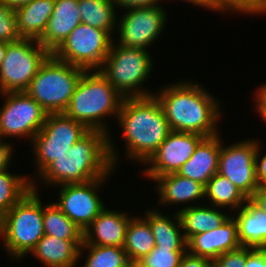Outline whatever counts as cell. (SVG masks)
<instances>
[{
  "label": "cell",
  "mask_w": 266,
  "mask_h": 267,
  "mask_svg": "<svg viewBox=\"0 0 266 267\" xmlns=\"http://www.w3.org/2000/svg\"><path fill=\"white\" fill-rule=\"evenodd\" d=\"M112 141L105 132L90 130L67 151L68 156L55 159L34 177L59 187L110 176L117 161L120 162Z\"/></svg>",
  "instance_id": "obj_1"
},
{
  "label": "cell",
  "mask_w": 266,
  "mask_h": 267,
  "mask_svg": "<svg viewBox=\"0 0 266 267\" xmlns=\"http://www.w3.org/2000/svg\"><path fill=\"white\" fill-rule=\"evenodd\" d=\"M203 87L195 81L183 80L163 86L161 91L154 93L171 131L197 133L204 137L219 134L220 102Z\"/></svg>",
  "instance_id": "obj_2"
},
{
  "label": "cell",
  "mask_w": 266,
  "mask_h": 267,
  "mask_svg": "<svg viewBox=\"0 0 266 267\" xmlns=\"http://www.w3.org/2000/svg\"><path fill=\"white\" fill-rule=\"evenodd\" d=\"M117 120L123 131L126 157L142 165L171 132L164 110L154 94L124 98Z\"/></svg>",
  "instance_id": "obj_3"
},
{
  "label": "cell",
  "mask_w": 266,
  "mask_h": 267,
  "mask_svg": "<svg viewBox=\"0 0 266 267\" xmlns=\"http://www.w3.org/2000/svg\"><path fill=\"white\" fill-rule=\"evenodd\" d=\"M124 98L99 70L85 71L64 113L89 130L109 135V127L103 120L106 116L117 119Z\"/></svg>",
  "instance_id": "obj_4"
},
{
  "label": "cell",
  "mask_w": 266,
  "mask_h": 267,
  "mask_svg": "<svg viewBox=\"0 0 266 267\" xmlns=\"http://www.w3.org/2000/svg\"><path fill=\"white\" fill-rule=\"evenodd\" d=\"M36 180L32 189L0 219V238L10 257L23 259L45 235L43 203Z\"/></svg>",
  "instance_id": "obj_5"
},
{
  "label": "cell",
  "mask_w": 266,
  "mask_h": 267,
  "mask_svg": "<svg viewBox=\"0 0 266 267\" xmlns=\"http://www.w3.org/2000/svg\"><path fill=\"white\" fill-rule=\"evenodd\" d=\"M85 71L51 54L25 92L39 103L47 114L64 113Z\"/></svg>",
  "instance_id": "obj_6"
},
{
  "label": "cell",
  "mask_w": 266,
  "mask_h": 267,
  "mask_svg": "<svg viewBox=\"0 0 266 267\" xmlns=\"http://www.w3.org/2000/svg\"><path fill=\"white\" fill-rule=\"evenodd\" d=\"M152 67L147 50L115 45L113 40L99 71L123 97H145L155 93L142 85L148 81Z\"/></svg>",
  "instance_id": "obj_7"
},
{
  "label": "cell",
  "mask_w": 266,
  "mask_h": 267,
  "mask_svg": "<svg viewBox=\"0 0 266 267\" xmlns=\"http://www.w3.org/2000/svg\"><path fill=\"white\" fill-rule=\"evenodd\" d=\"M90 130L65 113L47 114L41 130L32 140V150L38 175L55 159L68 156L67 152Z\"/></svg>",
  "instance_id": "obj_8"
},
{
  "label": "cell",
  "mask_w": 266,
  "mask_h": 267,
  "mask_svg": "<svg viewBox=\"0 0 266 267\" xmlns=\"http://www.w3.org/2000/svg\"><path fill=\"white\" fill-rule=\"evenodd\" d=\"M50 55L36 39L8 43L0 66V93L25 92Z\"/></svg>",
  "instance_id": "obj_9"
},
{
  "label": "cell",
  "mask_w": 266,
  "mask_h": 267,
  "mask_svg": "<svg viewBox=\"0 0 266 267\" xmlns=\"http://www.w3.org/2000/svg\"><path fill=\"white\" fill-rule=\"evenodd\" d=\"M113 38L106 30L80 23L52 55L86 71L99 70L110 51Z\"/></svg>",
  "instance_id": "obj_10"
},
{
  "label": "cell",
  "mask_w": 266,
  "mask_h": 267,
  "mask_svg": "<svg viewBox=\"0 0 266 267\" xmlns=\"http://www.w3.org/2000/svg\"><path fill=\"white\" fill-rule=\"evenodd\" d=\"M6 98L0 108V139L34 136L43 127L47 112L26 92L1 93Z\"/></svg>",
  "instance_id": "obj_11"
},
{
  "label": "cell",
  "mask_w": 266,
  "mask_h": 267,
  "mask_svg": "<svg viewBox=\"0 0 266 267\" xmlns=\"http://www.w3.org/2000/svg\"><path fill=\"white\" fill-rule=\"evenodd\" d=\"M124 13L117 24L118 44L148 50L164 31L167 21L165 8L161 5L131 8Z\"/></svg>",
  "instance_id": "obj_12"
},
{
  "label": "cell",
  "mask_w": 266,
  "mask_h": 267,
  "mask_svg": "<svg viewBox=\"0 0 266 267\" xmlns=\"http://www.w3.org/2000/svg\"><path fill=\"white\" fill-rule=\"evenodd\" d=\"M257 146L254 139L227 146L221 143L219 153L218 173L228 178L248 199L259 189L255 166Z\"/></svg>",
  "instance_id": "obj_13"
},
{
  "label": "cell",
  "mask_w": 266,
  "mask_h": 267,
  "mask_svg": "<svg viewBox=\"0 0 266 267\" xmlns=\"http://www.w3.org/2000/svg\"><path fill=\"white\" fill-rule=\"evenodd\" d=\"M109 177L97 178L86 183L60 185L56 205L84 231L106 207L98 195V188L100 189Z\"/></svg>",
  "instance_id": "obj_14"
},
{
  "label": "cell",
  "mask_w": 266,
  "mask_h": 267,
  "mask_svg": "<svg viewBox=\"0 0 266 267\" xmlns=\"http://www.w3.org/2000/svg\"><path fill=\"white\" fill-rule=\"evenodd\" d=\"M205 137L197 133L171 131L157 151L145 163L151 166L143 171L144 176L156 177L177 173Z\"/></svg>",
  "instance_id": "obj_15"
},
{
  "label": "cell",
  "mask_w": 266,
  "mask_h": 267,
  "mask_svg": "<svg viewBox=\"0 0 266 267\" xmlns=\"http://www.w3.org/2000/svg\"><path fill=\"white\" fill-rule=\"evenodd\" d=\"M187 251L214 262L221 254L241 247L238 240L237 223L231 215L219 227L191 236Z\"/></svg>",
  "instance_id": "obj_16"
},
{
  "label": "cell",
  "mask_w": 266,
  "mask_h": 267,
  "mask_svg": "<svg viewBox=\"0 0 266 267\" xmlns=\"http://www.w3.org/2000/svg\"><path fill=\"white\" fill-rule=\"evenodd\" d=\"M129 213L104 208L83 231V244L123 247Z\"/></svg>",
  "instance_id": "obj_17"
},
{
  "label": "cell",
  "mask_w": 266,
  "mask_h": 267,
  "mask_svg": "<svg viewBox=\"0 0 266 267\" xmlns=\"http://www.w3.org/2000/svg\"><path fill=\"white\" fill-rule=\"evenodd\" d=\"M79 14L78 0H55L53 14L37 41L52 54L81 23Z\"/></svg>",
  "instance_id": "obj_18"
},
{
  "label": "cell",
  "mask_w": 266,
  "mask_h": 267,
  "mask_svg": "<svg viewBox=\"0 0 266 267\" xmlns=\"http://www.w3.org/2000/svg\"><path fill=\"white\" fill-rule=\"evenodd\" d=\"M220 135L205 137L198 144L191 158L181 166L177 173L206 186L208 181L218 173L222 143Z\"/></svg>",
  "instance_id": "obj_19"
},
{
  "label": "cell",
  "mask_w": 266,
  "mask_h": 267,
  "mask_svg": "<svg viewBox=\"0 0 266 267\" xmlns=\"http://www.w3.org/2000/svg\"><path fill=\"white\" fill-rule=\"evenodd\" d=\"M154 182L157 185L155 190L159 195V205L187 204L205 199L204 185L178 173L156 177Z\"/></svg>",
  "instance_id": "obj_20"
},
{
  "label": "cell",
  "mask_w": 266,
  "mask_h": 267,
  "mask_svg": "<svg viewBox=\"0 0 266 267\" xmlns=\"http://www.w3.org/2000/svg\"><path fill=\"white\" fill-rule=\"evenodd\" d=\"M237 216L238 240L242 247L266 249V213L251 199H247Z\"/></svg>",
  "instance_id": "obj_21"
},
{
  "label": "cell",
  "mask_w": 266,
  "mask_h": 267,
  "mask_svg": "<svg viewBox=\"0 0 266 267\" xmlns=\"http://www.w3.org/2000/svg\"><path fill=\"white\" fill-rule=\"evenodd\" d=\"M82 244L83 240H63L44 235L30 254L47 267H75Z\"/></svg>",
  "instance_id": "obj_22"
},
{
  "label": "cell",
  "mask_w": 266,
  "mask_h": 267,
  "mask_svg": "<svg viewBox=\"0 0 266 267\" xmlns=\"http://www.w3.org/2000/svg\"><path fill=\"white\" fill-rule=\"evenodd\" d=\"M193 205L185 206L177 211L186 241L195 234L219 227L230 217L225 214L224 210L222 211L221 207Z\"/></svg>",
  "instance_id": "obj_23"
},
{
  "label": "cell",
  "mask_w": 266,
  "mask_h": 267,
  "mask_svg": "<svg viewBox=\"0 0 266 267\" xmlns=\"http://www.w3.org/2000/svg\"><path fill=\"white\" fill-rule=\"evenodd\" d=\"M54 6L55 0H32L16 9L14 12L21 37L38 40L46 29Z\"/></svg>",
  "instance_id": "obj_24"
},
{
  "label": "cell",
  "mask_w": 266,
  "mask_h": 267,
  "mask_svg": "<svg viewBox=\"0 0 266 267\" xmlns=\"http://www.w3.org/2000/svg\"><path fill=\"white\" fill-rule=\"evenodd\" d=\"M174 214L172 220L168 215H164V213L157 209L146 210L143 217L151 227L156 247L187 248L178 212Z\"/></svg>",
  "instance_id": "obj_25"
},
{
  "label": "cell",
  "mask_w": 266,
  "mask_h": 267,
  "mask_svg": "<svg viewBox=\"0 0 266 267\" xmlns=\"http://www.w3.org/2000/svg\"><path fill=\"white\" fill-rule=\"evenodd\" d=\"M155 247V239L148 221L142 217H131L125 235L124 250L130 262H137Z\"/></svg>",
  "instance_id": "obj_26"
},
{
  "label": "cell",
  "mask_w": 266,
  "mask_h": 267,
  "mask_svg": "<svg viewBox=\"0 0 266 267\" xmlns=\"http://www.w3.org/2000/svg\"><path fill=\"white\" fill-rule=\"evenodd\" d=\"M116 8L113 0H78L81 23L106 30L111 35L117 30Z\"/></svg>",
  "instance_id": "obj_27"
},
{
  "label": "cell",
  "mask_w": 266,
  "mask_h": 267,
  "mask_svg": "<svg viewBox=\"0 0 266 267\" xmlns=\"http://www.w3.org/2000/svg\"><path fill=\"white\" fill-rule=\"evenodd\" d=\"M211 206L238 210L248 199L228 178L216 173L205 186V199Z\"/></svg>",
  "instance_id": "obj_28"
},
{
  "label": "cell",
  "mask_w": 266,
  "mask_h": 267,
  "mask_svg": "<svg viewBox=\"0 0 266 267\" xmlns=\"http://www.w3.org/2000/svg\"><path fill=\"white\" fill-rule=\"evenodd\" d=\"M43 229L45 235L63 240H83V230L72 222L56 205L43 204Z\"/></svg>",
  "instance_id": "obj_29"
},
{
  "label": "cell",
  "mask_w": 266,
  "mask_h": 267,
  "mask_svg": "<svg viewBox=\"0 0 266 267\" xmlns=\"http://www.w3.org/2000/svg\"><path fill=\"white\" fill-rule=\"evenodd\" d=\"M34 177L0 172V219L31 189Z\"/></svg>",
  "instance_id": "obj_30"
},
{
  "label": "cell",
  "mask_w": 266,
  "mask_h": 267,
  "mask_svg": "<svg viewBox=\"0 0 266 267\" xmlns=\"http://www.w3.org/2000/svg\"><path fill=\"white\" fill-rule=\"evenodd\" d=\"M83 250H88L84 267H127L130 263L123 247L82 244L79 259Z\"/></svg>",
  "instance_id": "obj_31"
},
{
  "label": "cell",
  "mask_w": 266,
  "mask_h": 267,
  "mask_svg": "<svg viewBox=\"0 0 266 267\" xmlns=\"http://www.w3.org/2000/svg\"><path fill=\"white\" fill-rule=\"evenodd\" d=\"M187 248H159L143 256L137 262L142 267H179Z\"/></svg>",
  "instance_id": "obj_32"
},
{
  "label": "cell",
  "mask_w": 266,
  "mask_h": 267,
  "mask_svg": "<svg viewBox=\"0 0 266 267\" xmlns=\"http://www.w3.org/2000/svg\"><path fill=\"white\" fill-rule=\"evenodd\" d=\"M21 39L15 12L0 0V41L11 43Z\"/></svg>",
  "instance_id": "obj_33"
},
{
  "label": "cell",
  "mask_w": 266,
  "mask_h": 267,
  "mask_svg": "<svg viewBox=\"0 0 266 267\" xmlns=\"http://www.w3.org/2000/svg\"><path fill=\"white\" fill-rule=\"evenodd\" d=\"M254 249L239 247L238 249L221 254L214 262L213 267H245L247 256Z\"/></svg>",
  "instance_id": "obj_34"
},
{
  "label": "cell",
  "mask_w": 266,
  "mask_h": 267,
  "mask_svg": "<svg viewBox=\"0 0 266 267\" xmlns=\"http://www.w3.org/2000/svg\"><path fill=\"white\" fill-rule=\"evenodd\" d=\"M179 267H213V262L207 258L193 255L186 251Z\"/></svg>",
  "instance_id": "obj_35"
},
{
  "label": "cell",
  "mask_w": 266,
  "mask_h": 267,
  "mask_svg": "<svg viewBox=\"0 0 266 267\" xmlns=\"http://www.w3.org/2000/svg\"><path fill=\"white\" fill-rule=\"evenodd\" d=\"M160 1L161 0H113L117 9L122 8L125 10L131 8L160 6Z\"/></svg>",
  "instance_id": "obj_36"
},
{
  "label": "cell",
  "mask_w": 266,
  "mask_h": 267,
  "mask_svg": "<svg viewBox=\"0 0 266 267\" xmlns=\"http://www.w3.org/2000/svg\"><path fill=\"white\" fill-rule=\"evenodd\" d=\"M261 154V146L258 141V146L255 155L256 176L258 185L266 181V154L263 157H261Z\"/></svg>",
  "instance_id": "obj_37"
},
{
  "label": "cell",
  "mask_w": 266,
  "mask_h": 267,
  "mask_svg": "<svg viewBox=\"0 0 266 267\" xmlns=\"http://www.w3.org/2000/svg\"><path fill=\"white\" fill-rule=\"evenodd\" d=\"M245 267H266V249H254L247 256Z\"/></svg>",
  "instance_id": "obj_38"
},
{
  "label": "cell",
  "mask_w": 266,
  "mask_h": 267,
  "mask_svg": "<svg viewBox=\"0 0 266 267\" xmlns=\"http://www.w3.org/2000/svg\"><path fill=\"white\" fill-rule=\"evenodd\" d=\"M13 145L2 141L0 139V172L7 170L11 166V159L13 154Z\"/></svg>",
  "instance_id": "obj_39"
},
{
  "label": "cell",
  "mask_w": 266,
  "mask_h": 267,
  "mask_svg": "<svg viewBox=\"0 0 266 267\" xmlns=\"http://www.w3.org/2000/svg\"><path fill=\"white\" fill-rule=\"evenodd\" d=\"M256 92V98H254L257 103L255 110L260 114L262 120L266 122V83L260 86Z\"/></svg>",
  "instance_id": "obj_40"
},
{
  "label": "cell",
  "mask_w": 266,
  "mask_h": 267,
  "mask_svg": "<svg viewBox=\"0 0 266 267\" xmlns=\"http://www.w3.org/2000/svg\"><path fill=\"white\" fill-rule=\"evenodd\" d=\"M266 13V0H250V15Z\"/></svg>",
  "instance_id": "obj_41"
},
{
  "label": "cell",
  "mask_w": 266,
  "mask_h": 267,
  "mask_svg": "<svg viewBox=\"0 0 266 267\" xmlns=\"http://www.w3.org/2000/svg\"><path fill=\"white\" fill-rule=\"evenodd\" d=\"M234 12L250 15V0H234Z\"/></svg>",
  "instance_id": "obj_42"
},
{
  "label": "cell",
  "mask_w": 266,
  "mask_h": 267,
  "mask_svg": "<svg viewBox=\"0 0 266 267\" xmlns=\"http://www.w3.org/2000/svg\"><path fill=\"white\" fill-rule=\"evenodd\" d=\"M193 5H198L199 7H203L206 9H212L214 12H221L220 8L213 2V0H183Z\"/></svg>",
  "instance_id": "obj_43"
},
{
  "label": "cell",
  "mask_w": 266,
  "mask_h": 267,
  "mask_svg": "<svg viewBox=\"0 0 266 267\" xmlns=\"http://www.w3.org/2000/svg\"><path fill=\"white\" fill-rule=\"evenodd\" d=\"M250 199L266 213V195L260 189Z\"/></svg>",
  "instance_id": "obj_44"
},
{
  "label": "cell",
  "mask_w": 266,
  "mask_h": 267,
  "mask_svg": "<svg viewBox=\"0 0 266 267\" xmlns=\"http://www.w3.org/2000/svg\"><path fill=\"white\" fill-rule=\"evenodd\" d=\"M213 2L220 8L221 13H226V11L234 13V0H213Z\"/></svg>",
  "instance_id": "obj_45"
},
{
  "label": "cell",
  "mask_w": 266,
  "mask_h": 267,
  "mask_svg": "<svg viewBox=\"0 0 266 267\" xmlns=\"http://www.w3.org/2000/svg\"><path fill=\"white\" fill-rule=\"evenodd\" d=\"M3 1L11 10L15 11L26 4L30 3L32 0H1Z\"/></svg>",
  "instance_id": "obj_46"
},
{
  "label": "cell",
  "mask_w": 266,
  "mask_h": 267,
  "mask_svg": "<svg viewBox=\"0 0 266 267\" xmlns=\"http://www.w3.org/2000/svg\"><path fill=\"white\" fill-rule=\"evenodd\" d=\"M7 44H8L7 42H1L0 41V66H1V63L4 60L5 52H6V49H7Z\"/></svg>",
  "instance_id": "obj_47"
},
{
  "label": "cell",
  "mask_w": 266,
  "mask_h": 267,
  "mask_svg": "<svg viewBox=\"0 0 266 267\" xmlns=\"http://www.w3.org/2000/svg\"><path fill=\"white\" fill-rule=\"evenodd\" d=\"M259 189L266 195V181L259 185Z\"/></svg>",
  "instance_id": "obj_48"
},
{
  "label": "cell",
  "mask_w": 266,
  "mask_h": 267,
  "mask_svg": "<svg viewBox=\"0 0 266 267\" xmlns=\"http://www.w3.org/2000/svg\"><path fill=\"white\" fill-rule=\"evenodd\" d=\"M127 267H142L138 262H130Z\"/></svg>",
  "instance_id": "obj_49"
}]
</instances>
